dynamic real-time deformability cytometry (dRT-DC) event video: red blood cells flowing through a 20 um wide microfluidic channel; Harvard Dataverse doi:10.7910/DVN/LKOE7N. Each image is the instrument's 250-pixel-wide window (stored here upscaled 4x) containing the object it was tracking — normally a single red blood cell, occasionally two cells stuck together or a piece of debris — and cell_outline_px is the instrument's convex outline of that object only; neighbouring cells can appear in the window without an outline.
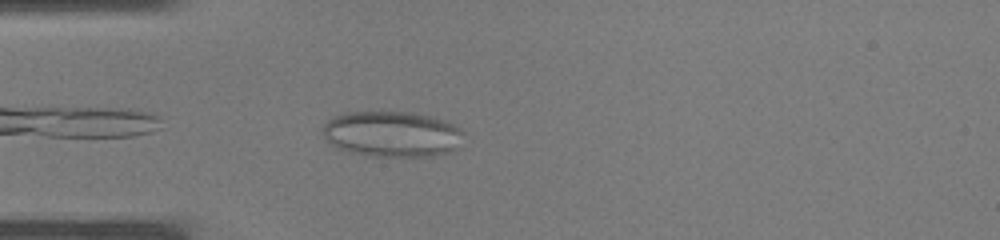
{"species": "common noctule bat (a hibernating species)", "species_latin": "Nyctalus noctula", "temperature_condition": "warm", "stored_images_in_passage": 28, "camera_frame_rate_fps": 3000, "um_per_image_px": 0.085, "animal": {"sex": "male", "body_mass_g": 19.0, "forearm_length_mm": 50.8}, "frame": {"image": 1, "passage_image": 1, "time_ms": 0.0, "image_size_px": [1000, 240], "cell_outline_px": [[464, 132], [456, 148], [448, 152], [432, 156], [372, 156], [348, 152], [332, 144], [324, 136], [324, 124], [332, 116], [344, 112], [412, 112], [444, 120], [460, 128]], "centroid_in_image_um": [33.31, 11.39], "position_along_channel_um": 51.7, "area_um2": 37.34}}
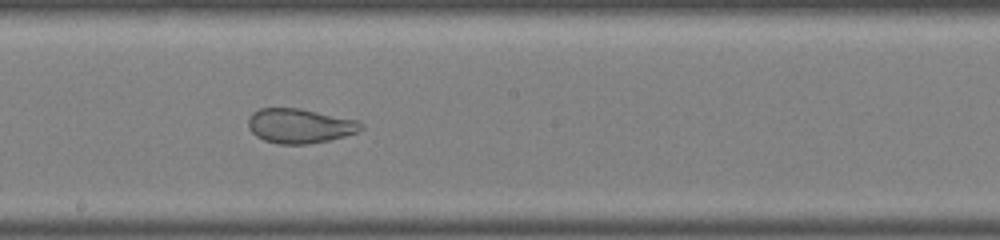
{"frame": {"image": 2, "passage_image": 11, "time_ms": 3.333, "image_size_px": [1000, 240], "cell_outline_px": [[364, 128], [356, 132], [344, 136], [328, 140], [308, 144], [280, 144], [264, 140], [256, 136], [248, 128], [248, 116], [252, 112], [260, 108], [300, 108], [360, 120], [364, 124]], "centroid_in_image_um": [25.49, 10.68], "position_along_channel_um": 222.7, "area_um2": 22.95}}
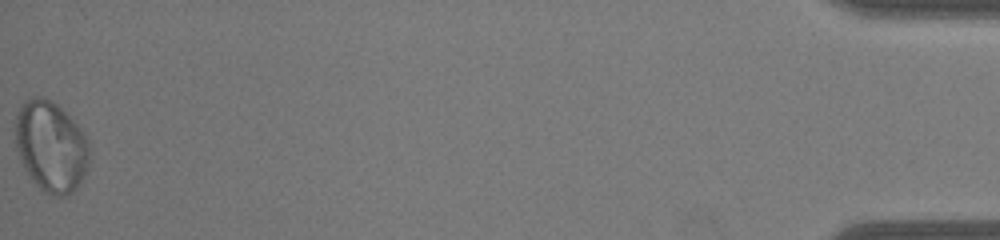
{"frame": {"image": 3, "passage_image": 28, "time_ms": 9.0, "image_size_px": [1000, 240], "cell_outline_px": [[88, 168], [76, 188], [72, 192], [64, 196], [56, 196], [44, 192], [36, 184], [24, 168], [20, 160], [16, 148], [16, 116], [24, 100], [32, 96], [40, 96], [52, 100], [84, 132], [88, 144]], "centroid_in_image_um": [4.32, 12.44], "position_along_channel_um": 430.9, "area_um2": 38.84}}